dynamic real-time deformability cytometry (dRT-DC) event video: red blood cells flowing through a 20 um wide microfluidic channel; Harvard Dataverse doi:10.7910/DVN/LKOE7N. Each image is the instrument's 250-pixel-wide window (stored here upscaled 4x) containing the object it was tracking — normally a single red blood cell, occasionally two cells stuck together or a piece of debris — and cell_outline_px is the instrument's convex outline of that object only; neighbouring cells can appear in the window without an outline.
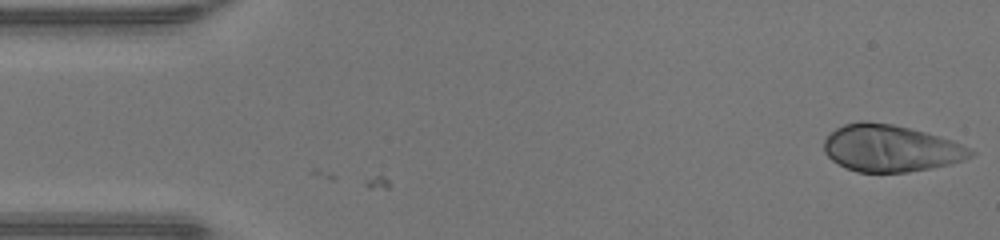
{"species": "human", "species_latin": "Homo sapiens", "temperature_condition": "warm", "stored_images_in_passage": 46, "camera_frame_rate_fps": 3000, "um_per_image_px": 0.085, "donor": {"sex": "male"}, "frame": {"image": 1, "passage_image": 1, "time_ms": 0.0, "image_size_px": [1000, 240], "cell_outline_px": [[976, 152], [972, 156], [964, 160], [948, 164], [908, 172], [856, 172], [832, 160], [824, 152], [824, 140], [836, 128], [844, 124], [860, 120], [868, 120], [892, 124], [924, 132], [952, 140], [972, 148]], "centroid_in_image_um": [75.71, 12.59], "position_along_channel_um": 9.3, "area_um2": 39.94}}
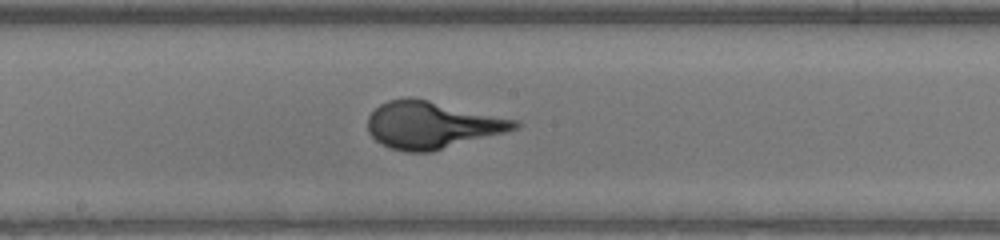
{"frame": {"image": 2, "passage_image": 24, "time_ms": 7.667, "image_size_px": [1000, 240], "cell_outline_px": [[520, 128], [432, 152], [408, 152], [392, 148], [376, 140], [368, 132], [368, 116], [380, 104], [388, 100], [408, 96], [412, 96], [516, 120], [520, 124]], "centroid_in_image_um": [36.7, 10.61], "position_along_channel_um": 211.5, "area_um2": 40.17}}
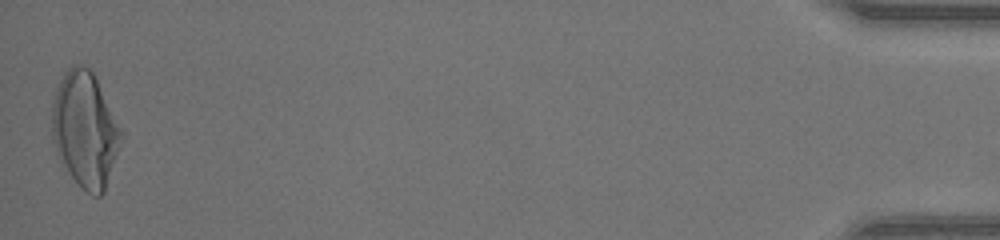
{"frame": {"image": 3, "passage_image": 46, "time_ms": 15.0, "image_size_px": [1000, 240], "cell_outline_px": [[124, 136], [104, 192], [100, 196], [92, 196], [80, 188], [56, 156], [52, 136], [52, 100], [56, 88], [64, 72], [72, 64], [80, 64], [88, 68], [96, 76], [124, 132]], "centroid_in_image_um": [7.24, 11.01], "position_along_channel_um": 428.0, "area_um2": 47.34}}